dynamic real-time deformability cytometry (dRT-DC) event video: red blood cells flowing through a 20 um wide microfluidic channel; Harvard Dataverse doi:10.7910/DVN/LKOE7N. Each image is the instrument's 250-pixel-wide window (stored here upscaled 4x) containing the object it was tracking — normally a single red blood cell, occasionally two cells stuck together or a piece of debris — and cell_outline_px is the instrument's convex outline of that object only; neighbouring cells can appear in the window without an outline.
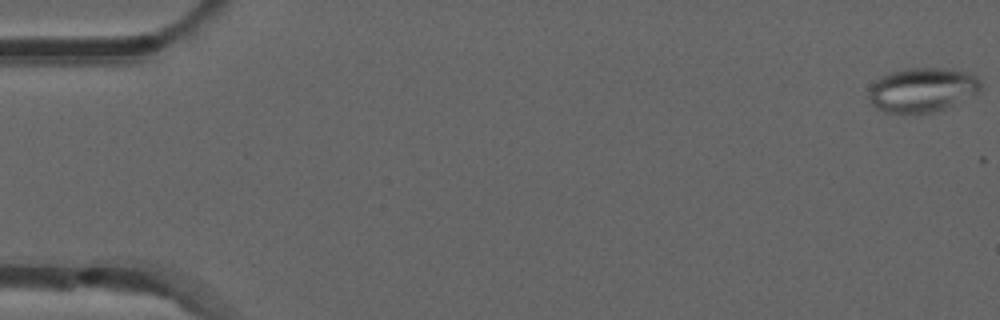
{"species": "common noctule bat (a hibernating species)", "species_latin": "Nyctalus noctula", "temperature_condition": "room temperature", "stored_images_in_passage": 3, "camera_frame_rate_fps": 3000, "um_per_image_px": 0.085, "animal": {"sex": "male", "forearm_length_mm": 52.5}, "frame": {"image": 1, "passage_image": 1, "time_ms": 0.0, "image_size_px": [1000, 320], "cell_outline_px": [[980, 88], [976, 92], [944, 108], [932, 112], [884, 112], [876, 108], [872, 104], [868, 96], [868, 92], [872, 84], [876, 80], [892, 72], [908, 68], [948, 68], [968, 72], [976, 76], [980, 80]], "centroid_in_image_um": [78.36, 7.61], "position_along_channel_um": 6.6, "area_um2": 28.32}}